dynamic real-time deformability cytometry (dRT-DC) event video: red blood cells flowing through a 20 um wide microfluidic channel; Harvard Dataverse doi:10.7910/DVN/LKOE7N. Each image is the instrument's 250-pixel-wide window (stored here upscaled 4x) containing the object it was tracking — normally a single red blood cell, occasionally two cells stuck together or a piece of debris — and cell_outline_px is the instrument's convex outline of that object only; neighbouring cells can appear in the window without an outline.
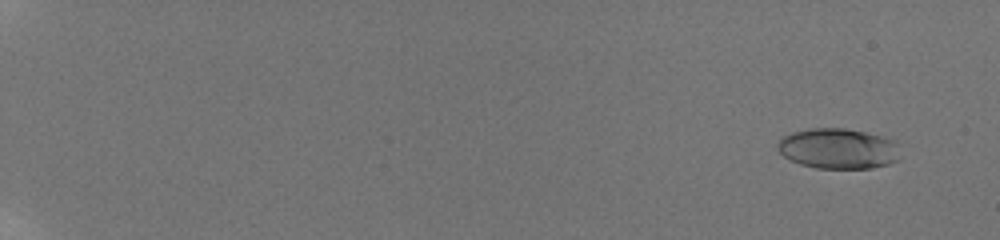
{"species": "human", "species_latin": "Homo sapiens", "temperature_condition": "room temperature", "stored_images_in_passage": 29, "camera_frame_rate_fps": 3000, "um_per_image_px": 0.085, "donor": {"sex": "male"}, "frame": {"image": 1, "passage_image": 4, "time_ms": 1.333, "image_size_px": [1000, 240], "cell_outline_px": [[900, 160], [888, 164], [872, 168], [816, 168], [800, 164], [784, 156], [776, 148], [776, 144], [784, 136], [792, 132], [808, 128], [844, 128], [864, 132], [896, 140]], "centroid_in_image_um": [71.25, 12.63], "position_along_channel_um": 13.8, "area_um2": 28.96}}
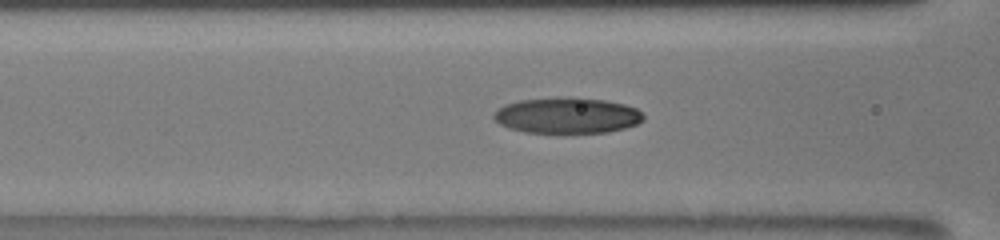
{"frame": {"image": 2, "passage_image": 22, "time_ms": 9.667, "image_size_px": [1000, 240], "cell_outline_px": [[644, 120], [636, 124], [624, 128], [608, 132], [560, 136], [524, 132], [508, 128], [500, 124], [492, 116], [504, 104], [520, 100], [604, 100], [624, 104], [636, 108], [644, 116]], "centroid_in_image_um": [48.2, 9.91], "position_along_channel_um": 118.4, "area_um2": 31.15}}
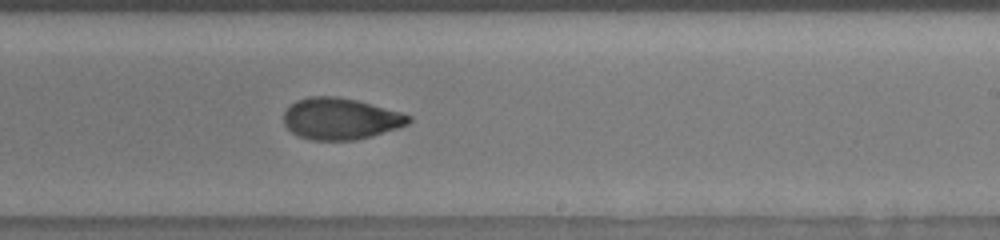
{"frame": {"image": 3, "passage_image": 29, "time_ms": 13.333, "image_size_px": [1000, 240], "cell_outline_px": [[412, 120], [408, 124], [372, 136], [356, 140], [312, 140], [300, 136], [292, 132], [284, 124], [284, 112], [296, 100], [308, 96], [336, 96], [356, 100], [400, 112], [412, 116]], "centroid_in_image_um": [28.93, 10.09], "position_along_channel_um": 260.1, "area_um2": 30.06}}